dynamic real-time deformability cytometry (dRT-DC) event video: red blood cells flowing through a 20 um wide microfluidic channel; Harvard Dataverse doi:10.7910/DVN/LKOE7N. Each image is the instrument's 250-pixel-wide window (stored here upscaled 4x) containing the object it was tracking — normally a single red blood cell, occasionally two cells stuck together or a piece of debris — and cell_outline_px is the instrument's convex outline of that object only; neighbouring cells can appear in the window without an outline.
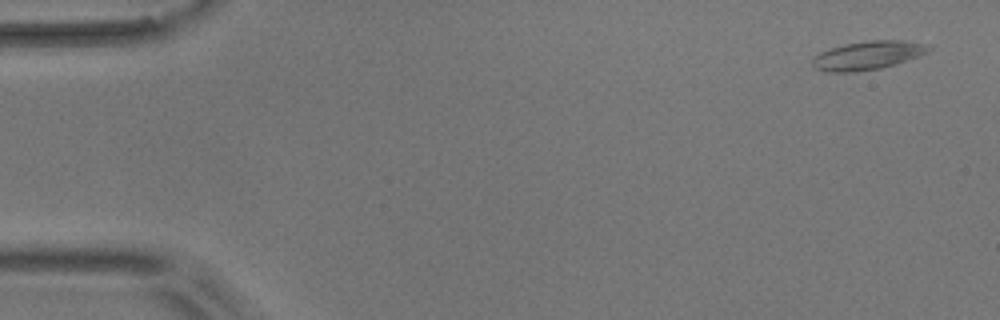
{"species": "common noctule bat (a hibernating species)", "species_latin": "Nyctalus noctula", "temperature_condition": "room temperature", "stored_images_in_passage": 5, "camera_frame_rate_fps": 3000, "um_per_image_px": 0.085, "animal": {"sex": "male", "body_mass_g": 17.9}, "frame": {"image": 1, "passage_image": 1, "time_ms": 0.0, "image_size_px": [1000, 320], "cell_outline_px": [[932, 48], [928, 52], [896, 64], [880, 68], [852, 72], [828, 72], [816, 68], [812, 64], [812, 56], [820, 52], [844, 44], [872, 40], [904, 40], [928, 44]], "centroid_in_image_um": [73.76, 4.7], "position_along_channel_um": 11.2, "area_um2": 19.31}}
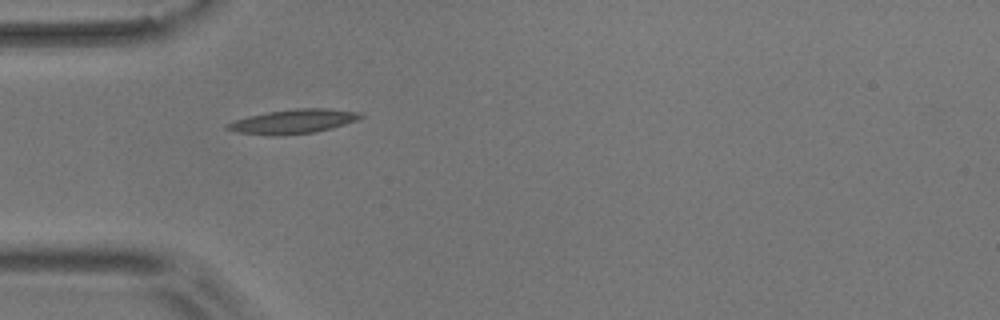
{"frame": {"image": 2, "passage_image": 5, "time_ms": 4.667, "image_size_px": [1000, 320], "cell_outline_px": [[364, 116], [356, 120], [332, 128], [312, 132], [276, 136], [236, 132], [224, 128], [224, 124], [232, 120], [248, 116], [268, 112], [296, 108], [328, 108], [360, 112]], "centroid_in_image_um": [24.87, 10.32], "position_along_channel_um": 60.1, "area_um2": 18.84}}